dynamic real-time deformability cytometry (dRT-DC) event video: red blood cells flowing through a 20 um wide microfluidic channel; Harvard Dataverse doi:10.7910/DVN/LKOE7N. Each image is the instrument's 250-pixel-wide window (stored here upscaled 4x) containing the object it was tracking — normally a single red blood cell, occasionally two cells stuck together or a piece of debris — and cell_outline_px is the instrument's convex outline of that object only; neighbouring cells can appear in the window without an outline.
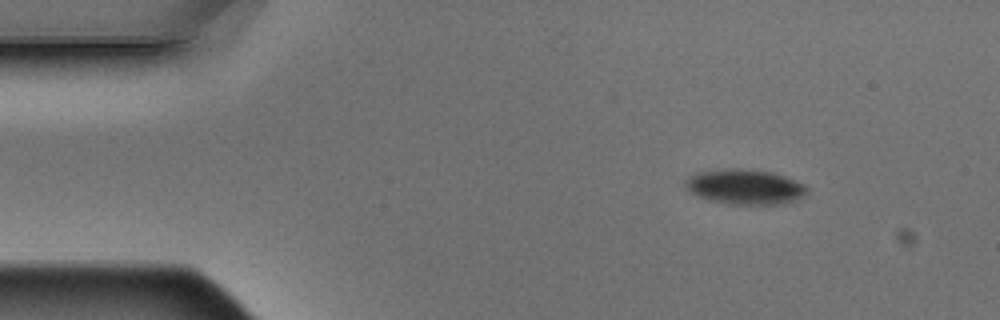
{"species": "Egyptian fruit bat (a non-hibernating species)", "species_latin": "Rousettus aegyptiacus", "temperature_condition": "warm", "stored_images_in_passage": 5, "camera_frame_rate_fps": 3000, "um_per_image_px": 0.085, "animal": {"sex": "male"}, "frame": {"image": 1, "passage_image": 2, "time_ms": 0.333, "image_size_px": [1000, 320], "cell_outline_px": [[808, 188], [804, 196], [796, 200], [784, 204], [728, 204], [708, 200], [692, 192], [684, 184], [684, 180], [696, 172], [720, 168], [740, 168], [772, 172], [784, 176], [804, 184]], "centroid_in_image_um": [63.32, 15.87], "position_along_channel_um": 21.7, "area_um2": 24.97}}
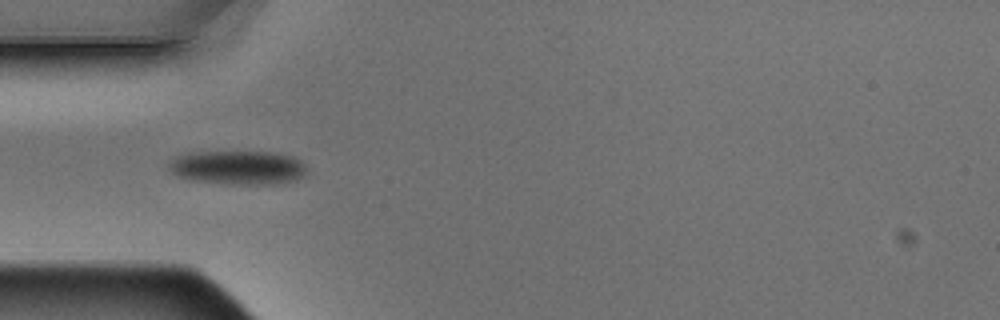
{"frame": {"image": 2, "passage_image": 4, "time_ms": 1.0, "image_size_px": [1000, 320], "cell_outline_px": [[304, 176], [296, 180], [280, 184], [232, 184], [188, 180], [176, 176], [168, 168], [168, 164], [176, 156], [188, 152], [272, 152], [292, 156], [300, 160], [304, 164]], "centroid_in_image_um": [20.2, 14.25], "position_along_channel_um": 64.8, "area_um2": 27.46}}
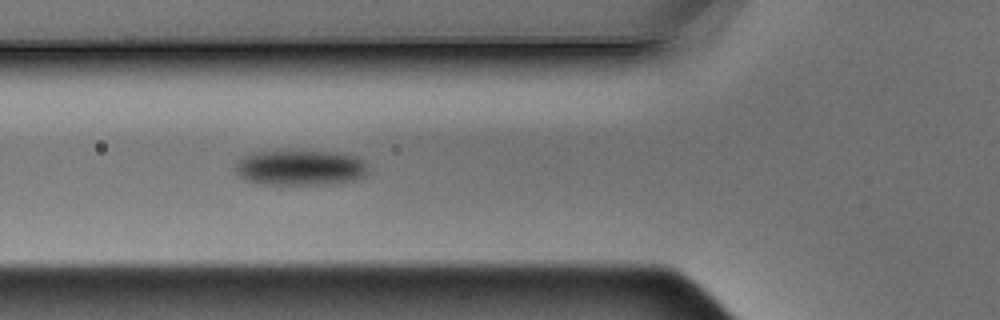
{"frame": {"image": 3, "passage_image": 5, "time_ms": 1.333, "image_size_px": [1000, 320], "cell_outline_px": [[368, 172], [364, 176], [352, 180], [336, 184], [260, 184], [244, 180], [236, 172], [236, 160], [244, 156], [260, 152], [288, 148], [332, 152], [356, 156], [368, 164]], "centroid_in_image_um": [25.52, 14.22], "position_along_channel_um": 100.3, "area_um2": 28.21}}